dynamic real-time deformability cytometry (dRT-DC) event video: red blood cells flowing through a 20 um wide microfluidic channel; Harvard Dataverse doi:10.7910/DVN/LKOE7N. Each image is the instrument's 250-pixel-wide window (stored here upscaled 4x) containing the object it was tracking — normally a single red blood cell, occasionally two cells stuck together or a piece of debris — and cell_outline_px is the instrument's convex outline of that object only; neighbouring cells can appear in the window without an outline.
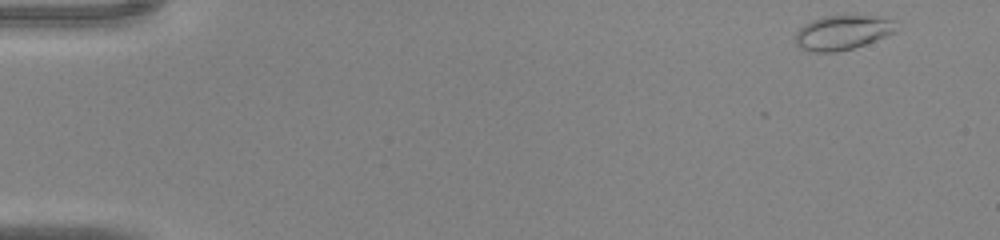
{"species": "common noctule bat (a hibernating species)", "species_latin": "Nyctalus noctula", "temperature_condition": "warm", "stored_images_in_passage": 10, "camera_frame_rate_fps": 3000, "um_per_image_px": 0.085, "animal": {"sex": "male", "body_mass_g": 20.0, "forearm_length_mm": 53.3}, "frame": {"image": 1, "passage_image": 1, "time_ms": 0.0, "image_size_px": [1000, 240], "cell_outline_px": [[896, 32], [864, 44], [852, 48], [836, 52], [812, 52], [800, 48], [796, 44], [796, 32], [804, 24], [812, 20], [824, 16], [880, 16], [896, 20]], "centroid_in_image_um": [71.62, 2.76], "position_along_channel_um": 13.4, "area_um2": 20.23}}